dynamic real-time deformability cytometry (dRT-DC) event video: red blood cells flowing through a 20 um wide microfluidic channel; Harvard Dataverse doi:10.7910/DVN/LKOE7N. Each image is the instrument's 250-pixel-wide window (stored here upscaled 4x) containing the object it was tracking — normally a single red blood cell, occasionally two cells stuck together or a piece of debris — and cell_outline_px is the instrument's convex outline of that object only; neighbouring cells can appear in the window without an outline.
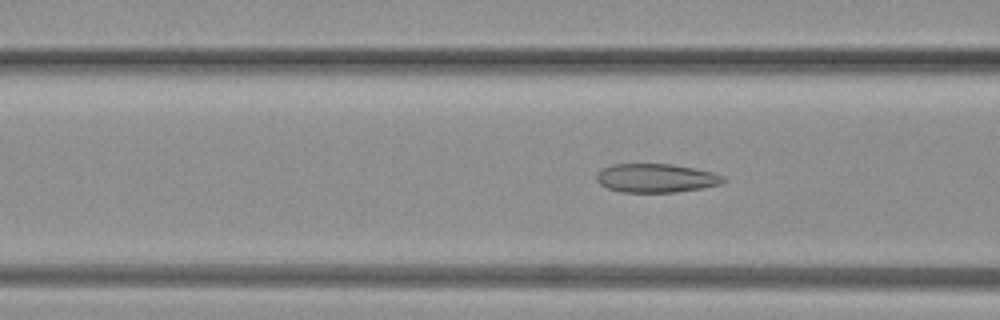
{"species": "common noctule bat (a hibernating species)", "species_latin": "Nyctalus noctula", "temperature_condition": "warm", "stored_images_in_passage": 69, "camera_frame_rate_fps": 3000, "um_per_image_px": 0.085, "animal": {"sex": "female", "body_mass_g": 19.3, "forearm_length_mm": 54.1}, "frame": {"image": 1, "passage_image": 19, "time_ms": 6.0, "image_size_px": [1000, 320], "cell_outline_px": [[728, 180], [720, 184], [700, 188], [676, 192], [620, 192], [608, 188], [600, 184], [596, 180], [596, 172], [612, 164], [672, 164], [696, 168], [712, 172], [724, 176]], "centroid_in_image_um": [55.76, 15.13], "position_along_channel_um": 110.8, "area_um2": 21.33}}
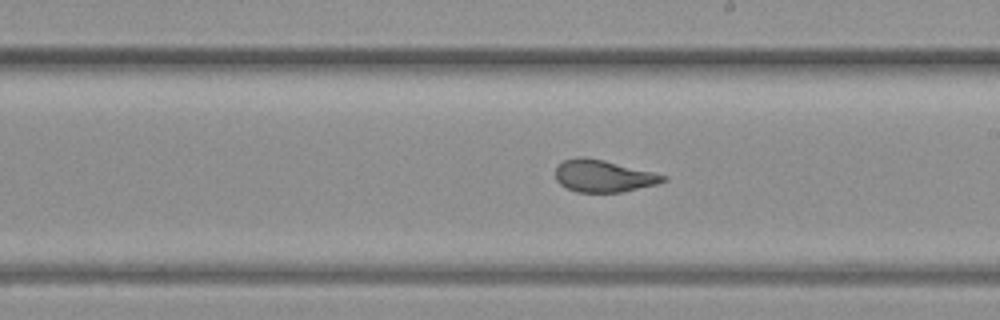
{"frame": {"image": 2, "passage_image": 34, "time_ms": 11.0, "image_size_px": [1000, 320], "cell_outline_px": [[668, 180], [656, 184], [620, 192], [576, 192], [560, 184], [556, 180], [556, 168], [564, 160], [580, 156], [584, 156], [604, 160], [668, 176]], "centroid_in_image_um": [51.28, 14.95], "position_along_channel_um": 237.7, "area_um2": 19.94}}
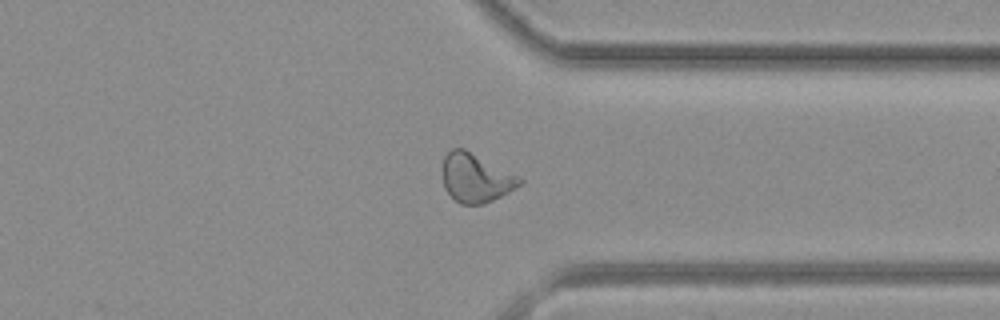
{"frame": {"image": 3, "passage_image": 50, "time_ms": 16.333, "image_size_px": [1000, 320], "cell_outline_px": [[524, 180], [520, 184], [508, 192], [492, 200], [480, 204], [460, 204], [444, 188], [440, 172], [440, 168], [444, 156], [452, 148], [464, 148]], "centroid_in_image_um": [40.34, 15.11], "position_along_channel_um": 371.1, "area_um2": 21.68}}